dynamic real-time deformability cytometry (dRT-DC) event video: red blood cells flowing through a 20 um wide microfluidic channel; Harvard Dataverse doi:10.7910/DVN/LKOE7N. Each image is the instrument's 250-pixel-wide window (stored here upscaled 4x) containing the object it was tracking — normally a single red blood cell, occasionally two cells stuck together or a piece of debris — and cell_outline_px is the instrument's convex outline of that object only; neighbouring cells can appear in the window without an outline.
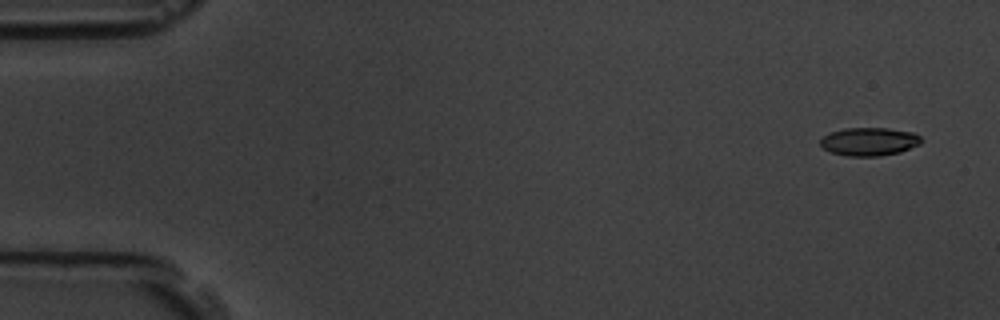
{"species": "common noctule bat (a hibernating species)", "species_latin": "Nyctalus noctula", "temperature_condition": "room temperature", "stored_images_in_passage": 6, "camera_frame_rate_fps": 3000, "um_per_image_px": 0.085, "animal": {"sex": "male", "body_mass_g": 19.5, "forearm_length_mm": 54.6}, "frame": {"image": 1, "passage_image": 1, "time_ms": 0.0, "image_size_px": [1000, 320], "cell_outline_px": [[920, 144], [900, 152], [880, 156], [848, 156], [832, 152], [824, 148], [820, 144], [820, 140], [824, 136], [832, 132], [844, 128], [888, 128], [912, 132], [920, 136]], "centroid_in_image_um": [73.89, 12.03], "position_along_channel_um": 11.1, "area_um2": 16.42}}
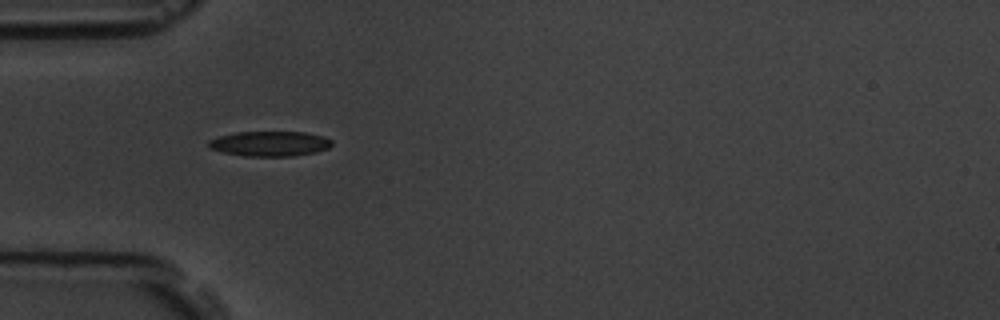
{"frame": {"image": 2, "passage_image": 5, "time_ms": 5.0, "image_size_px": [1000, 320], "cell_outline_px": [[332, 144], [328, 148], [316, 152], [292, 156], [244, 156], [224, 152], [212, 148], [208, 144], [208, 140], [220, 136], [236, 132], [304, 132], [324, 136], [332, 140]], "centroid_in_image_um": [22.97, 12.21], "position_along_channel_um": 62.0, "area_um2": 17.86}}
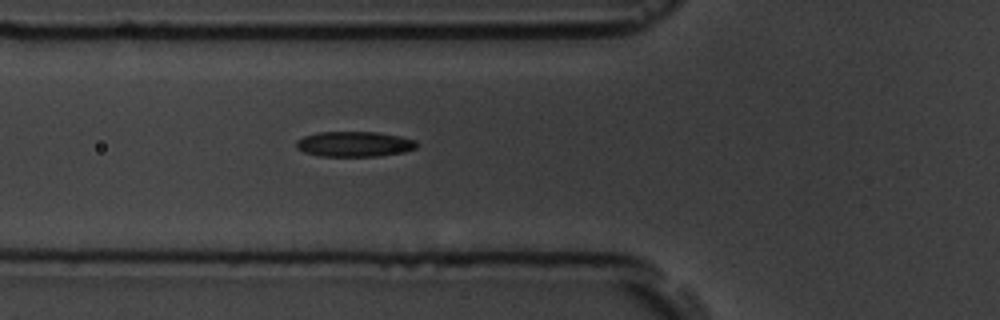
{"frame": {"image": 3, "passage_image": 6, "time_ms": 6.0, "image_size_px": [1000, 320], "cell_outline_px": [[416, 148], [404, 152], [380, 156], [320, 156], [304, 152], [296, 148], [296, 140], [304, 136], [316, 132], [376, 132], [400, 136], [416, 140]], "centroid_in_image_um": [30.1, 12.24], "position_along_channel_um": 95.7, "area_um2": 17.8}}